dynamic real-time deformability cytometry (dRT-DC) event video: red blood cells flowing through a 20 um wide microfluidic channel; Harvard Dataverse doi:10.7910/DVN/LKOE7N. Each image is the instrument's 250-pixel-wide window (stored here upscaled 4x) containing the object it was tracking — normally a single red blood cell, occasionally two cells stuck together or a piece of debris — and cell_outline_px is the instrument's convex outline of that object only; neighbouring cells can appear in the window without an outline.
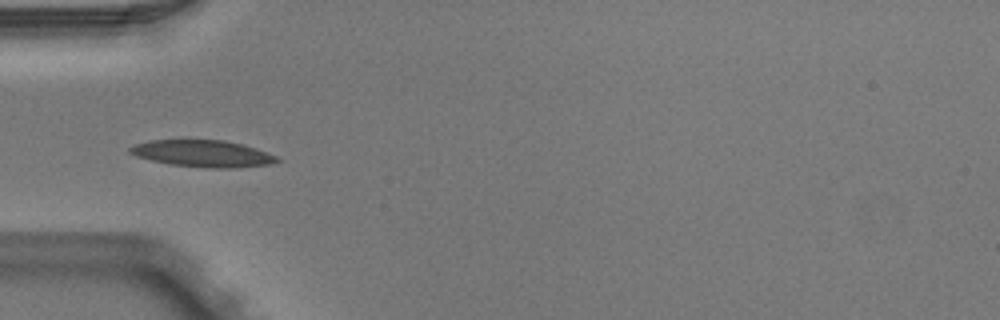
{"species": "Egyptian fruit bat (a non-hibernating species)", "species_latin": "Rousettus aegyptiacus", "temperature_condition": "warm", "stored_images_in_passage": 4, "camera_frame_rate_fps": 3000, "um_per_image_px": 0.085, "animal": {"sex": "male"}, "frame": {"image": 1, "passage_image": 3, "time_ms": 0.667, "image_size_px": [1000, 320], "cell_outline_px": [[284, 160], [272, 164], [236, 168], [212, 168], [168, 164], [136, 156], [128, 152], [128, 148], [136, 144], [152, 140], [224, 140], [240, 144], [276, 156]], "centroid_in_image_um": [17.23, 13.06], "position_along_channel_um": 67.8, "area_um2": 22.77}}
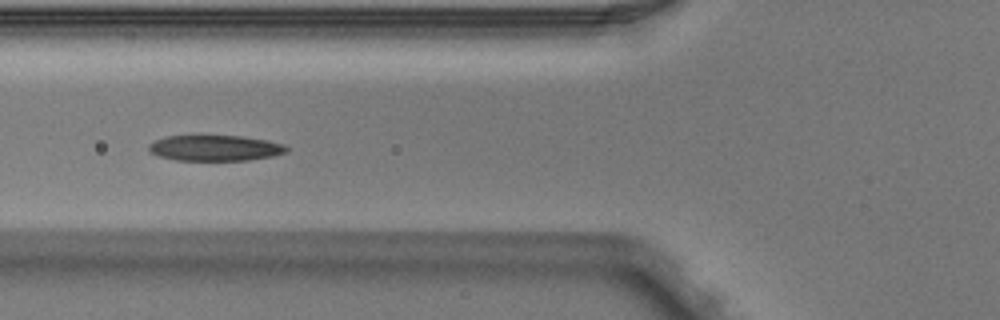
{"frame": {"image": 2, "passage_image": 4, "time_ms": 1.0, "image_size_px": [1000, 320], "cell_outline_px": [[288, 152], [272, 156], [248, 160], [176, 160], [160, 156], [152, 152], [148, 148], [148, 144], [156, 140], [168, 136], [200, 132], [240, 136], [268, 140], [284, 144], [288, 148]], "centroid_in_image_um": [18.27, 12.53], "position_along_channel_um": 107.5, "area_um2": 21.5}}